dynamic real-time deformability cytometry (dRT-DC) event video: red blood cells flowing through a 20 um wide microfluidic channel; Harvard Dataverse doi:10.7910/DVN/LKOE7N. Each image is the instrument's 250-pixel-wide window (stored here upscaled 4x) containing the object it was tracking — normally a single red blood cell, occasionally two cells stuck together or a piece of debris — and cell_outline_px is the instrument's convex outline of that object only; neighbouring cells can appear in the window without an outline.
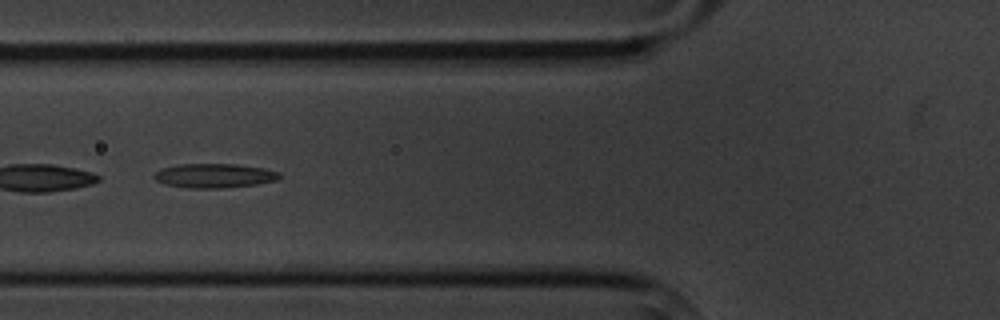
{"species": "common noctule bat (a hibernating species)", "species_latin": "Nyctalus noctula", "temperature_condition": "cold", "stored_images_in_passage": 9, "camera_frame_rate_fps": 3000, "um_per_image_px": 0.085, "animal": {"sex": "male", "body_mass_g": 20.1, "forearm_length_mm": 53.5}, "frame": {"image": 1, "passage_image": 6, "time_ms": 5.667, "image_size_px": [1000, 320], "cell_outline_px": [[280, 176], [276, 180], [256, 184], [220, 188], [192, 188], [164, 184], [156, 180], [152, 176], [160, 168], [180, 164], [236, 164], [264, 168], [280, 172]], "centroid_in_image_um": [18.19, 14.92], "position_along_channel_um": 107.6, "area_um2": 17.63}}